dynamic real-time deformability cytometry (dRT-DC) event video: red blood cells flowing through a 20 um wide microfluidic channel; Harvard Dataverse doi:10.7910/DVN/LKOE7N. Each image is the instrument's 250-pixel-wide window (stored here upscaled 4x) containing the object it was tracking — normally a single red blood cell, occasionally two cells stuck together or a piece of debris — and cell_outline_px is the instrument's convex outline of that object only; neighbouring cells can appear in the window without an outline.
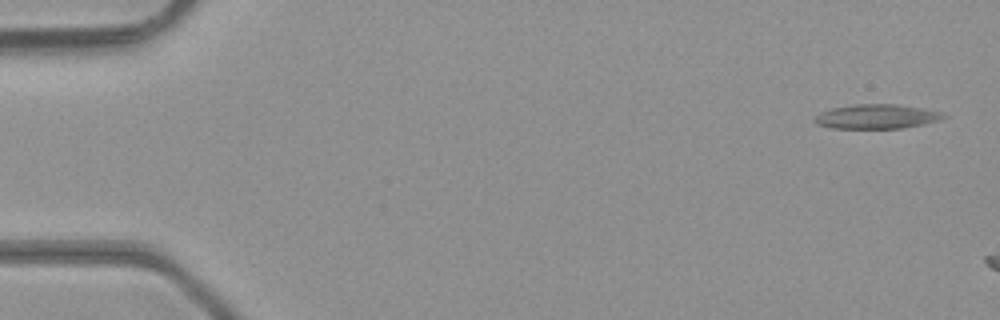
{"species": "common noctule bat (a hibernating species)", "species_latin": "Nyctalus noctula", "temperature_condition": "room temperature", "stored_images_in_passage": 2, "camera_frame_rate_fps": 3000, "um_per_image_px": 0.085, "animal": {"sex": "male", "body_mass_g": 23.1, "forearm_length_mm": 52.7}, "frame": {"image": 1, "passage_image": 1, "time_ms": 0.0, "image_size_px": [1000, 320], "cell_outline_px": [[948, 116], [940, 120], [900, 128], [832, 128], [816, 124], [812, 120], [820, 112], [832, 108], [856, 104], [896, 104], [920, 108], [940, 112]], "centroid_in_image_um": [74.46, 9.9], "position_along_channel_um": 10.5, "area_um2": 18.09}}